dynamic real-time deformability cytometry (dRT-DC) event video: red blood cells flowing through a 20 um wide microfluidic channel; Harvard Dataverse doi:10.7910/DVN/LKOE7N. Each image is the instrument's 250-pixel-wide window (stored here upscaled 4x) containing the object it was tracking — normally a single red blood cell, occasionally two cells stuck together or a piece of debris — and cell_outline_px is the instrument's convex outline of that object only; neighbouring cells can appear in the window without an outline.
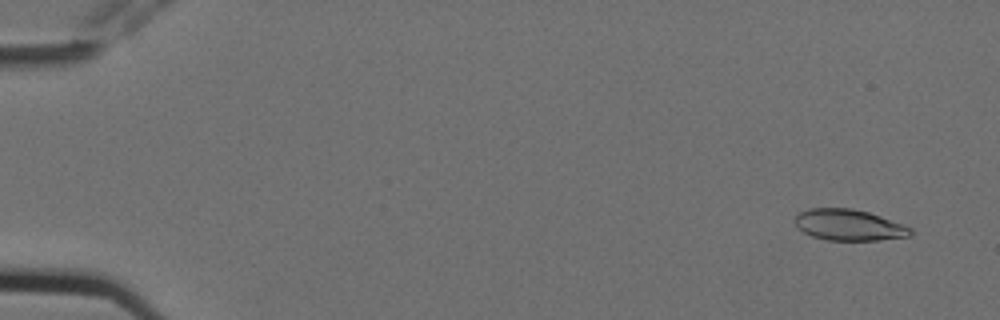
{"species": "Egyptian fruit bat (a non-hibernating species)", "species_latin": "Rousettus aegyptiacus", "temperature_condition": "cold", "stored_images_in_passage": 5, "camera_frame_rate_fps": 3000, "um_per_image_px": 0.085, "animal": {"sex": "female"}, "frame": {"image": 1, "passage_image": 1, "time_ms": 0.0, "image_size_px": [1000, 320], "cell_outline_px": [[912, 232], [908, 236], [876, 240], [828, 240], [812, 236], [796, 228], [796, 216], [800, 212], [808, 208], [852, 208], [868, 212], [880, 216], [912, 228]], "centroid_in_image_um": [72.12, 19.12], "position_along_channel_um": 12.9, "area_um2": 20.75}}
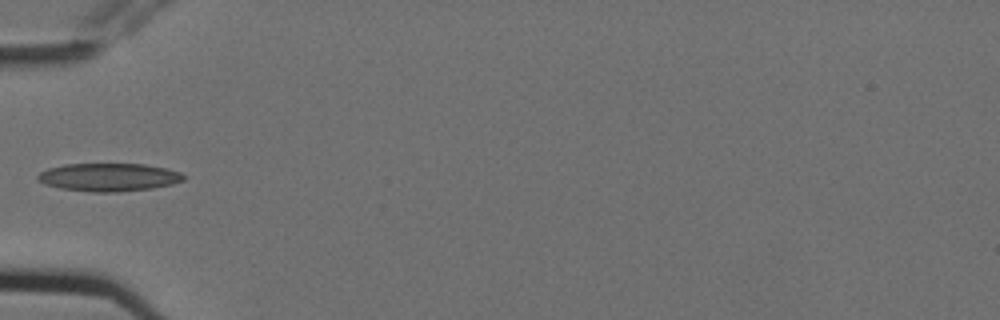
{"frame": {"image": 2, "passage_image": 5, "time_ms": 1.333, "image_size_px": [1000, 320], "cell_outline_px": [[188, 176], [184, 180], [172, 184], [152, 188], [116, 192], [92, 192], [60, 188], [44, 184], [36, 180], [36, 176], [40, 172], [48, 168], [64, 164], [144, 164], [168, 168], [180, 172]], "centroid_in_image_um": [9.25, 15.06], "position_along_channel_um": 75.7, "area_um2": 24.04}}